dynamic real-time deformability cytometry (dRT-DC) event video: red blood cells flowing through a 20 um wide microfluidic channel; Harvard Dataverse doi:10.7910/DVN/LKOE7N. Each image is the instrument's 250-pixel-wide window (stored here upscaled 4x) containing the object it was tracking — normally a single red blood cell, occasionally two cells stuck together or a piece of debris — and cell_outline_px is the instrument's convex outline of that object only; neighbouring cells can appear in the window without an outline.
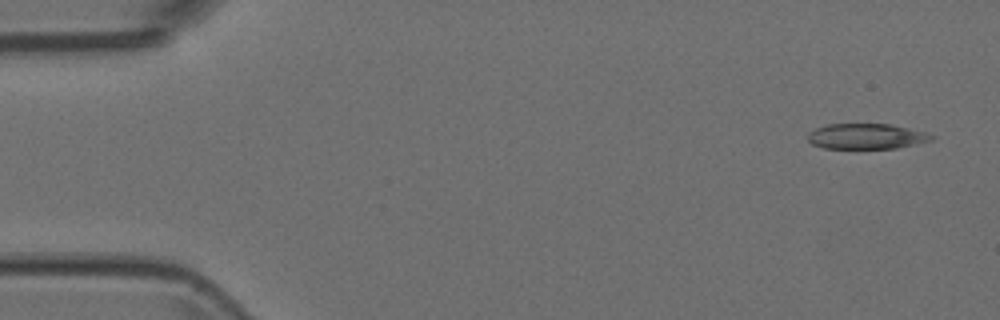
{"species": "Egyptian fruit bat (a non-hibernating species)", "species_latin": "Rousettus aegyptiacus", "temperature_condition": "room temperature", "stored_images_in_passage": 6, "camera_frame_rate_fps": 3000, "um_per_image_px": 0.085, "animal": {"sex": "female"}, "frame": {"image": 1, "passage_image": 1, "time_ms": 0.0, "image_size_px": [1000, 320], "cell_outline_px": [[936, 136], [932, 140], [896, 148], [824, 148], [812, 144], [808, 140], [808, 132], [816, 128], [828, 124], [888, 124], [908, 128], [924, 132]], "centroid_in_image_um": [73.62, 11.58], "position_along_channel_um": 11.4, "area_um2": 18.15}}
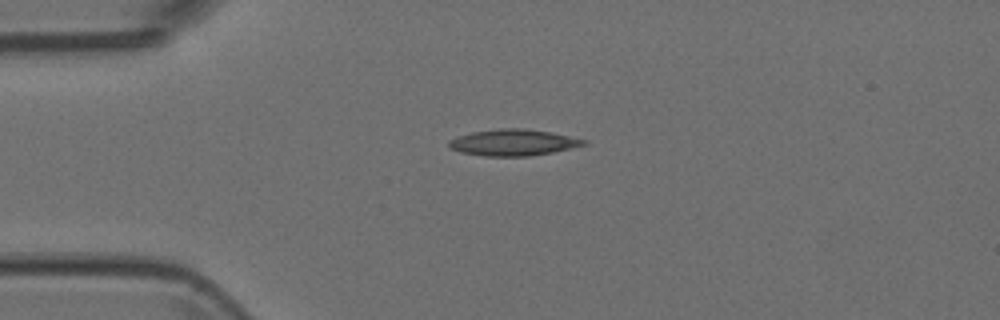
{"frame": {"image": 2, "passage_image": 4, "time_ms": 1.0, "image_size_px": [1000, 320], "cell_outline_px": [[588, 144], [552, 152], [528, 156], [484, 156], [460, 152], [448, 148], [448, 140], [472, 132], [500, 128], [524, 128], [548, 132], [588, 140]], "centroid_in_image_um": [43.59, 12.11], "position_along_channel_um": 41.4, "area_um2": 20.58}}
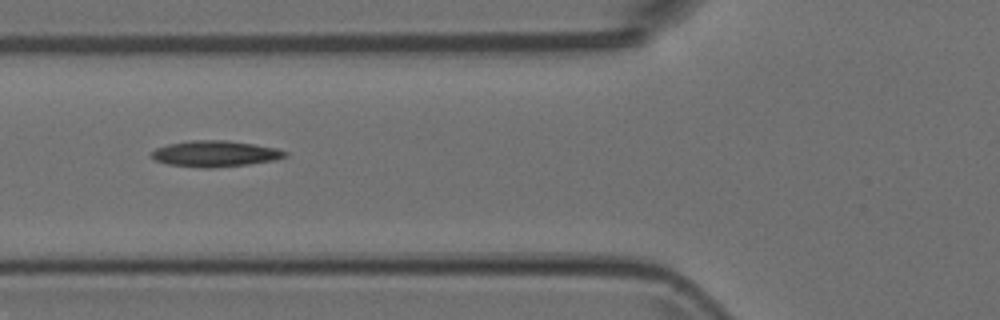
{"frame": {"image": 3, "passage_image": 6, "time_ms": 1.667, "image_size_px": [1000, 320], "cell_outline_px": [[288, 156], [276, 160], [248, 164], [212, 168], [204, 168], [168, 164], [156, 160], [152, 156], [152, 152], [156, 148], [168, 144], [192, 140], [228, 140], [276, 148], [288, 152]], "centroid_in_image_um": [18.32, 13.06], "position_along_channel_um": 107.5, "area_um2": 20.17}}